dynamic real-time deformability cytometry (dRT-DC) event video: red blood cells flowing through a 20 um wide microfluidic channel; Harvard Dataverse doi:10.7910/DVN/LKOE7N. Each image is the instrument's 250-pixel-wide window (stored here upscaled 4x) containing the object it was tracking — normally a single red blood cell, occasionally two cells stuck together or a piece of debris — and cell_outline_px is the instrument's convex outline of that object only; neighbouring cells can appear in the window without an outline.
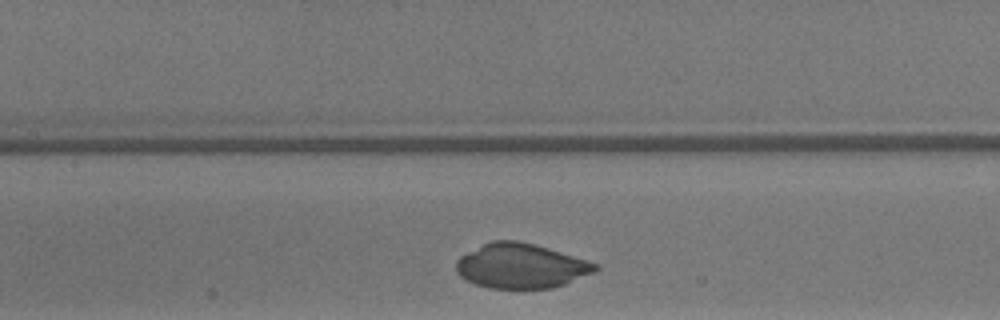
{"species": "common noctule bat (a hibernating species)", "species_latin": "Nyctalus noctula", "temperature_condition": "warm", "stored_images_in_passage": 30, "camera_frame_rate_fps": 3000, "um_per_image_px": 0.085, "animal": {"sex": "male", "body_mass_g": 13.3}, "frame": {"image": 1, "passage_image": 9, "time_ms": 2.667, "image_size_px": [1000, 320], "cell_outline_px": [[600, 268], [592, 272], [564, 284], [552, 288], [488, 288], [476, 284], [460, 276], [456, 272], [456, 260], [460, 256], [492, 240], [516, 240], [532, 244], [600, 264]], "centroid_in_image_um": [44.25, 22.61], "position_along_channel_um": 163.1, "area_um2": 35.72}}
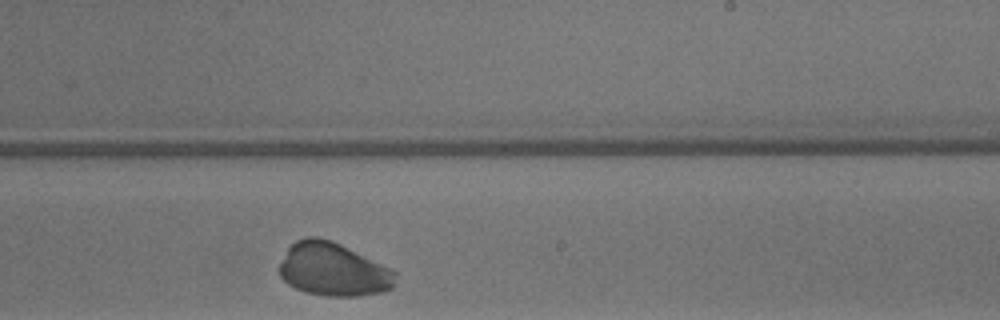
{"frame": {"image": 2, "passage_image": 16, "time_ms": 5.0, "image_size_px": [1000, 320], "cell_outline_px": [[396, 284], [392, 288], [384, 292], [356, 296], [328, 296], [304, 292], [288, 284], [280, 276], [280, 264], [288, 248], [296, 240], [308, 236], [316, 236], [332, 240], [392, 268], [396, 272]], "centroid_in_image_um": [28.36, 22.91], "position_along_channel_um": 260.6, "area_um2": 36.24}}
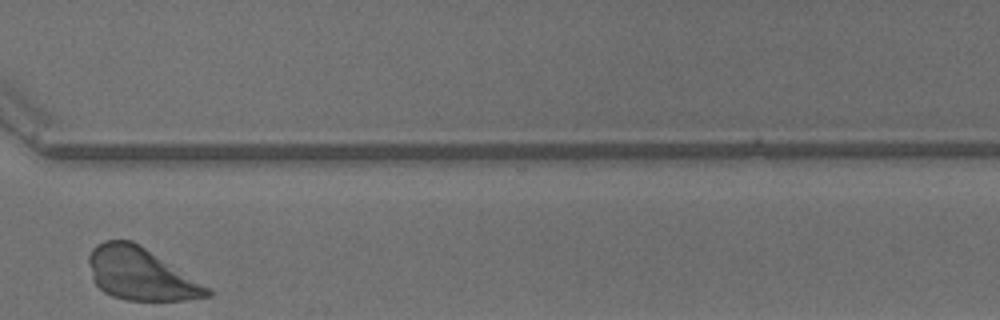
{"frame": {"image": 3, "passage_image": 23, "time_ms": 7.333, "image_size_px": [1000, 320], "cell_outline_px": [[212, 296], [184, 300], [128, 300], [112, 296], [104, 292], [92, 280], [88, 260], [88, 256], [92, 248], [96, 244], [104, 240], [132, 240], [208, 288], [212, 292]], "centroid_in_image_um": [11.88, 23.29], "position_along_channel_um": 358.7, "area_um2": 35.43}}